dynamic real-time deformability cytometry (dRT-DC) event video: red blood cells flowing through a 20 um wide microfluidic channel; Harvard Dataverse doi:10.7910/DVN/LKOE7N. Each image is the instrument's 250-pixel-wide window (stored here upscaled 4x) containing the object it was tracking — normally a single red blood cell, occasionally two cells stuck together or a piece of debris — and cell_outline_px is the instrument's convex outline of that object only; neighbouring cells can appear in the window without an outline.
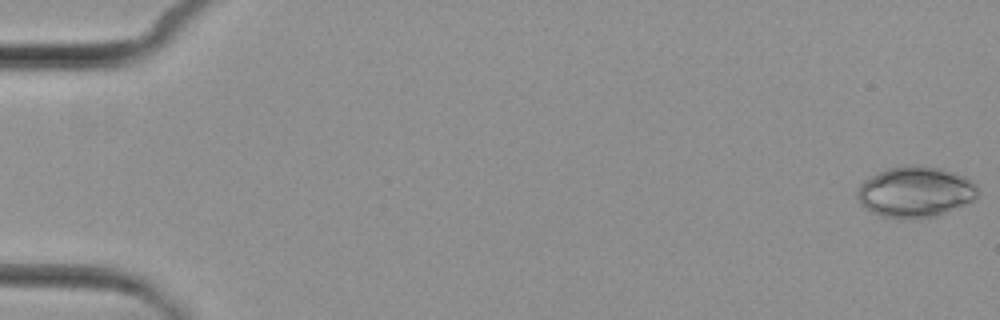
{"species": "common noctule bat (a hibernating species)", "species_latin": "Nyctalus noctula", "temperature_condition": "cold", "stored_images_in_passage": 6, "camera_frame_rate_fps": 3000, "um_per_image_px": 0.085, "animal": {"sex": "female", "body_mass_g": 29.2, "forearm_length_mm": 56.3}, "frame": {"image": 1, "passage_image": 1, "time_ms": 0.0, "image_size_px": [1000, 320], "cell_outline_px": [[980, 192], [976, 200], [940, 216], [900, 220], [884, 216], [872, 212], [860, 204], [856, 192], [860, 184], [864, 180], [888, 168], [904, 164], [920, 164], [940, 168], [956, 172], [972, 180]], "centroid_in_image_um": [77.86, 16.31], "position_along_channel_um": 7.1, "area_um2": 36.53}}